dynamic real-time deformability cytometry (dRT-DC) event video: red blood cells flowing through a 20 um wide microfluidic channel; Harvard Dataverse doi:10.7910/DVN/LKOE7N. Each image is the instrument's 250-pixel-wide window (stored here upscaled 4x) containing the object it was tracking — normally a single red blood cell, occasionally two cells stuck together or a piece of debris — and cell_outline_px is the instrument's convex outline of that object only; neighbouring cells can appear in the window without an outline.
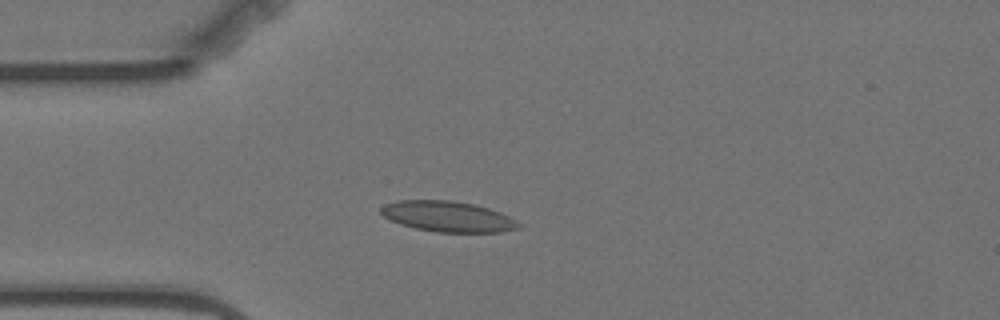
{"species": "Egyptian fruit bat (a non-hibernating species)", "species_latin": "Rousettus aegyptiacus", "temperature_condition": "warm", "stored_images_in_passage": 5, "camera_frame_rate_fps": 3000, "um_per_image_px": 0.085, "animal": {"sex": "female"}, "frame": {"image": 1, "passage_image": 3, "time_ms": 2.333, "image_size_px": [1000, 320], "cell_outline_px": [[524, 224], [520, 228], [500, 232], [436, 232], [416, 228], [400, 224], [384, 216], [380, 212], [380, 208], [384, 204], [400, 200], [448, 200], [472, 204], [488, 208], [500, 212]], "centroid_in_image_um": [38.09, 18.41], "position_along_channel_um": 46.9, "area_um2": 24.51}}
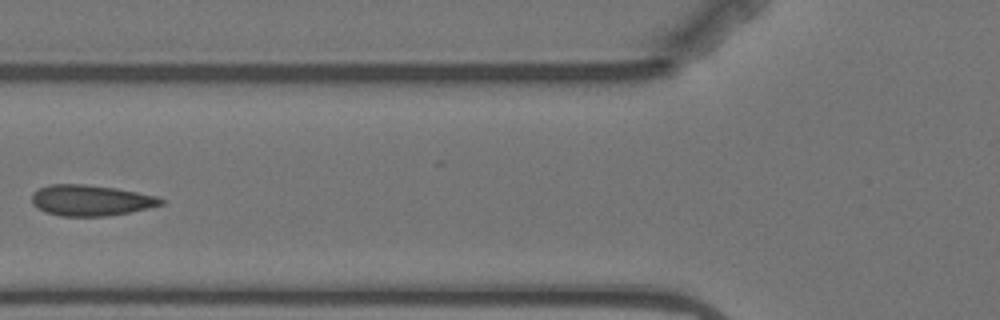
{"frame": {"image": 2, "passage_image": 5, "time_ms": 4.667, "image_size_px": [1000, 320], "cell_outline_px": [[164, 204], [148, 208], [128, 212], [104, 216], [60, 216], [44, 212], [32, 204], [32, 192], [48, 184], [84, 184], [116, 188], [156, 196], [164, 200]], "centroid_in_image_um": [7.68, 17.02], "position_along_channel_um": 118.1, "area_um2": 23.18}}